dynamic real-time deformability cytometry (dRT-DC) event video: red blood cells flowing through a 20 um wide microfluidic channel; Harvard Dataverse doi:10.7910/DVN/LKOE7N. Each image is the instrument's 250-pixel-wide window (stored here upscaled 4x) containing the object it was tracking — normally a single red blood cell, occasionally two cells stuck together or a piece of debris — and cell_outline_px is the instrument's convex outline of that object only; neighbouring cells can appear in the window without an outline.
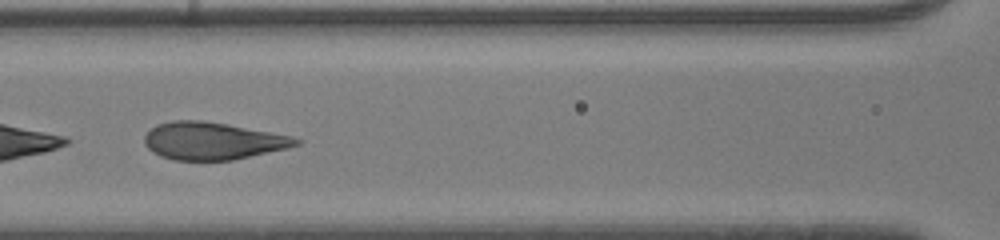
{"species": "human", "species_latin": "Homo sapiens", "temperature_condition": "room temperature", "stored_images_in_passage": 32, "segment_of_instrument_passage": [2, 2], "camera_frame_rate_fps": 3000, "um_per_image_px": 0.085, "donor": {"sex": "male"}, "frame": {"image": 1, "passage_image": 12, "time_ms": 3.667, "image_size_px": [1000, 240], "cell_outline_px": [[304, 140], [300, 144], [288, 148], [232, 160], [172, 160], [160, 156], [152, 152], [144, 144], [144, 136], [156, 124], [172, 120], [200, 120], [228, 124], [292, 136]], "centroid_in_image_um": [18.07, 11.97], "position_along_channel_um": 148.5, "area_um2": 33.18}}
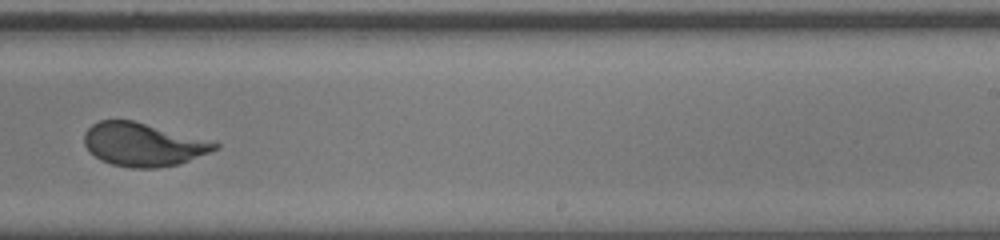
{"frame": {"image": 2, "passage_image": 21, "time_ms": 6.667, "image_size_px": [1000, 240], "cell_outline_px": [[220, 148], [180, 164], [156, 168], [132, 168], [112, 164], [100, 160], [84, 144], [84, 132], [92, 124], [100, 120], [132, 120], [220, 144]], "centroid_in_image_um": [12.14, 12.29], "position_along_channel_um": 276.9, "area_um2": 32.48}}
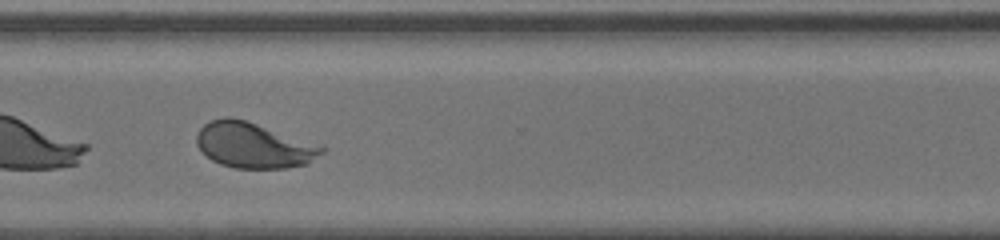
{"frame": {"image": 3, "passage_image": 26, "time_ms": 8.333, "image_size_px": [1000, 240], "cell_outline_px": [[328, 148], [324, 152], [308, 164], [284, 168], [236, 168], [220, 164], [212, 160], [196, 144], [196, 136], [200, 128], [208, 120], [224, 116], [228, 116], [244, 120], [324, 144]], "centroid_in_image_um": [21.63, 12.34], "position_along_channel_um": 349.0, "area_um2": 33.64}}